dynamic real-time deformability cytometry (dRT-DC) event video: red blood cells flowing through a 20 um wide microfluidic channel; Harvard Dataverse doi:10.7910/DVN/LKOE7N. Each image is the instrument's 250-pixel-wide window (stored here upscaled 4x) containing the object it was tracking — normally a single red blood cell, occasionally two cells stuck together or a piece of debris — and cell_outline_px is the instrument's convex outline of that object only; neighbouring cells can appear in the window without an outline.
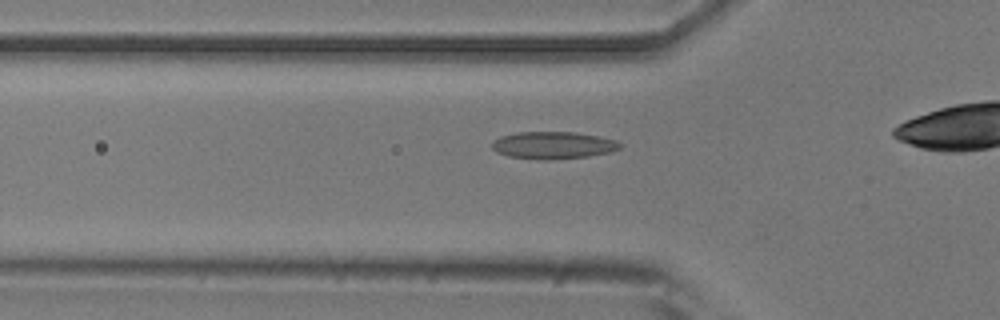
{"species": "common noctule bat (a hibernating species)", "species_latin": "Nyctalus noctula", "temperature_condition": "room temperature", "stored_images_in_passage": 37, "camera_frame_rate_fps": 3000, "um_per_image_px": 0.085, "animal": {"sex": "male", "body_mass_g": 20.5, "forearm_length_mm": 52.5}, "frame": {"image": 1, "passage_image": 11, "time_ms": 3.333, "image_size_px": [1000, 320], "cell_outline_px": [[620, 148], [612, 152], [588, 156], [552, 160], [544, 160], [508, 156], [496, 152], [492, 148], [492, 140], [500, 136], [516, 132], [576, 132], [616, 140], [620, 144]], "centroid_in_image_um": [46.98, 12.35], "position_along_channel_um": 78.8, "area_um2": 20.4}}
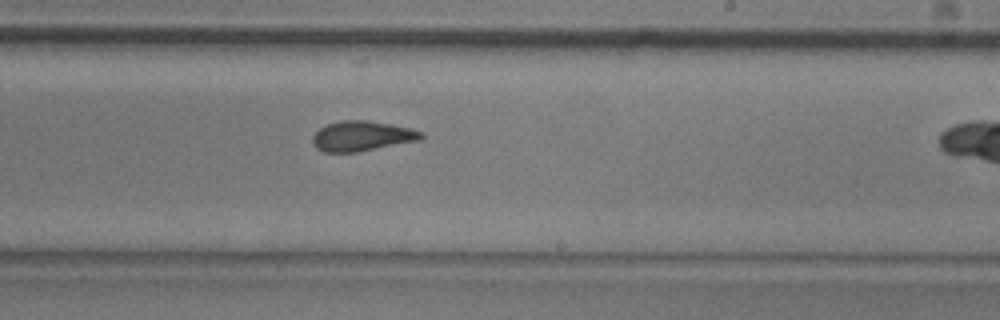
{"frame": {"image": 2, "passage_image": 25, "time_ms": 8.0, "image_size_px": [1000, 320], "cell_outline_px": [[424, 136], [420, 140], [356, 152], [324, 152], [316, 148], [312, 144], [312, 136], [320, 128], [328, 124], [340, 120], [364, 120], [392, 124], [408, 128], [420, 132]], "centroid_in_image_um": [30.72, 11.56], "position_along_channel_um": 258.3, "area_um2": 18.84}}
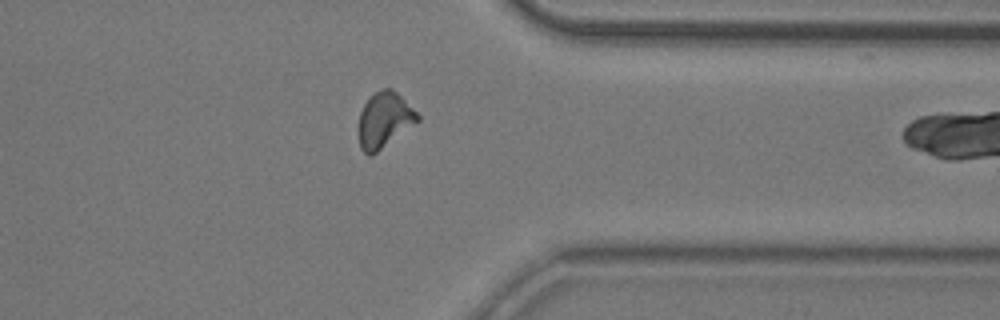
{"frame": {"image": 3, "passage_image": 35, "time_ms": 11.333, "image_size_px": [1000, 320], "cell_outline_px": [[420, 120], [372, 156], [368, 156], [360, 148], [360, 112], [364, 104], [376, 92], [384, 88], [392, 88], [420, 116]], "centroid_in_image_um": [32.68, 10.22], "position_along_channel_um": 378.7, "area_um2": 18.61}}